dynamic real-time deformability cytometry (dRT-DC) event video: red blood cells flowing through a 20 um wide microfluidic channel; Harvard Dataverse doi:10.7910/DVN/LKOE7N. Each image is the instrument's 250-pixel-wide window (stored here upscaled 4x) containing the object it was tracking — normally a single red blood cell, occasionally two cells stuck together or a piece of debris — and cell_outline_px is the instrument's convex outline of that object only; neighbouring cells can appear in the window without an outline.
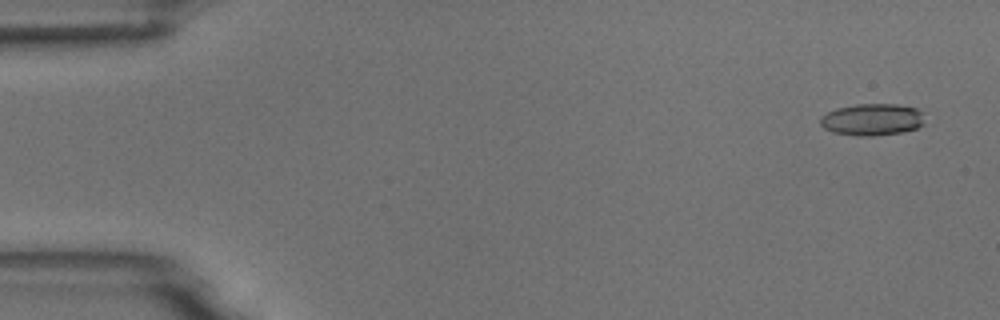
{"species": "common noctule bat (a hibernating species)", "species_latin": "Nyctalus noctula", "temperature_condition": "room temperature", "stored_images_in_passage": 5, "camera_frame_rate_fps": 3000, "um_per_image_px": 0.085, "animal": {"sex": "male", "body_mass_g": 18.8}, "frame": {"image": 1, "passage_image": 1, "time_ms": 0.0, "image_size_px": [1000, 320], "cell_outline_px": [[924, 124], [916, 128], [904, 132], [872, 136], [856, 136], [832, 132], [824, 128], [820, 124], [820, 116], [836, 108], [856, 104], [896, 104], [916, 108], [920, 112]], "centroid_in_image_um": [74.1, 10.17], "position_along_channel_um": 10.9, "area_um2": 19.42}}
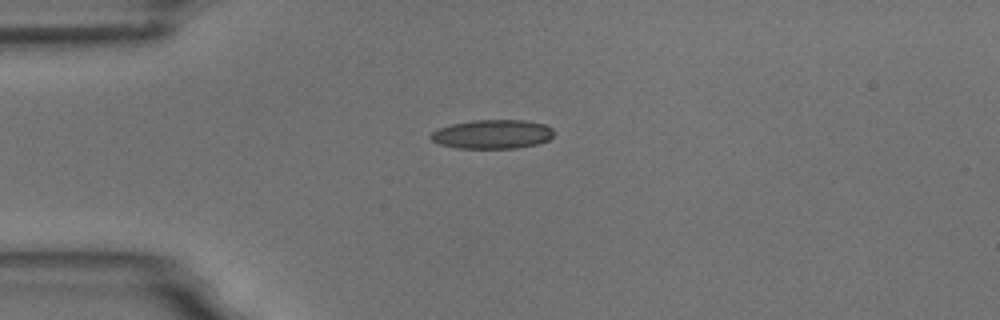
{"frame": {"image": 2, "passage_image": 4, "time_ms": 3.667, "image_size_px": [1000, 320], "cell_outline_px": [[552, 136], [548, 140], [536, 144], [516, 148], [456, 148], [440, 144], [432, 140], [428, 136], [432, 132], [440, 128], [452, 124], [472, 120], [524, 120], [544, 124], [552, 128]], "centroid_in_image_um": [41.83, 11.4], "position_along_channel_um": 43.2, "area_um2": 20.69}}